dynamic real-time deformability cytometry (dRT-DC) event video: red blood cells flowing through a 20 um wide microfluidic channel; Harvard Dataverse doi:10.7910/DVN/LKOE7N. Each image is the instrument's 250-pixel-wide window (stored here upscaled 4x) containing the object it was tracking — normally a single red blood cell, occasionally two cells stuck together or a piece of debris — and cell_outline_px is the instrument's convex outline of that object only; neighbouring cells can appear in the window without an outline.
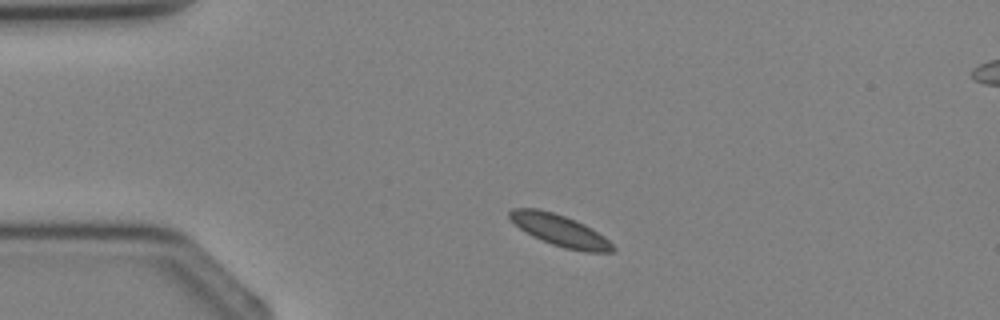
{"species": "Egyptian fruit bat (a non-hibernating species)", "species_latin": "Rousettus aegyptiacus", "temperature_condition": "cold", "stored_images_in_passage": 3, "camera_frame_rate_fps": 3000, "um_per_image_px": 0.085, "animal": {"sex": "female"}, "frame": {"image": 1, "passage_image": 1, "time_ms": 0.0, "image_size_px": [1000, 320], "cell_outline_px": [[616, 248], [612, 252], [584, 252], [564, 248], [552, 244], [532, 236], [520, 228], [508, 216], [508, 212], [512, 208], [540, 208], [564, 216], [584, 224], [592, 228], [604, 236]], "centroid_in_image_um": [47.6, 19.58], "position_along_channel_um": 37.4, "area_um2": 18.84}}
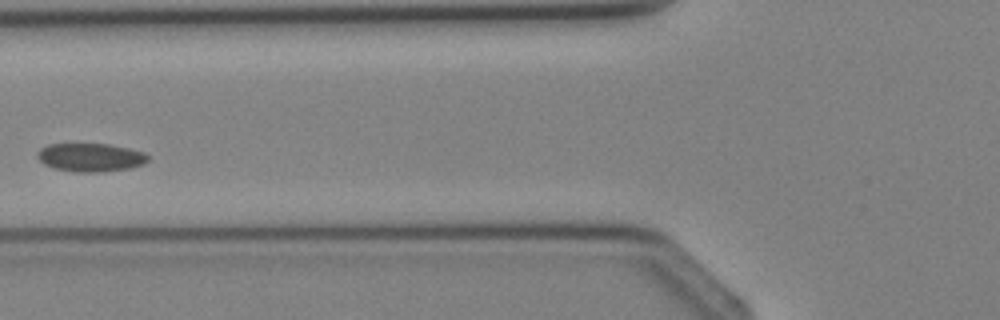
{"frame": {"image": 2, "passage_image": 3, "time_ms": 2.333, "image_size_px": [1000, 320], "cell_outline_px": [[148, 160], [144, 164], [132, 168], [100, 172], [72, 172], [56, 168], [44, 164], [36, 156], [36, 152], [40, 148], [48, 144], [108, 144], [128, 148], [144, 152], [148, 156]], "centroid_in_image_um": [7.69, 13.38], "position_along_channel_um": 118.1, "area_um2": 18.38}}